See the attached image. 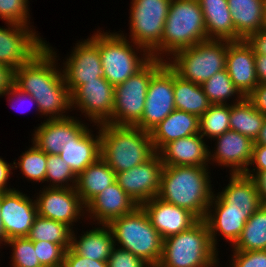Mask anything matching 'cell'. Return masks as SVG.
I'll list each match as a JSON object with an SVG mask.
<instances>
[{
    "mask_svg": "<svg viewBox=\"0 0 266 267\" xmlns=\"http://www.w3.org/2000/svg\"><path fill=\"white\" fill-rule=\"evenodd\" d=\"M56 52L46 41L27 63L14 70V85L36 100L39 113L46 120L69 117L67 112L72 111L71 94Z\"/></svg>",
    "mask_w": 266,
    "mask_h": 267,
    "instance_id": "cell-1",
    "label": "cell"
},
{
    "mask_svg": "<svg viewBox=\"0 0 266 267\" xmlns=\"http://www.w3.org/2000/svg\"><path fill=\"white\" fill-rule=\"evenodd\" d=\"M209 168L163 165L157 197L205 219L214 195Z\"/></svg>",
    "mask_w": 266,
    "mask_h": 267,
    "instance_id": "cell-2",
    "label": "cell"
},
{
    "mask_svg": "<svg viewBox=\"0 0 266 267\" xmlns=\"http://www.w3.org/2000/svg\"><path fill=\"white\" fill-rule=\"evenodd\" d=\"M206 40L204 17L198 0H171L161 44L151 57L167 61L176 52Z\"/></svg>",
    "mask_w": 266,
    "mask_h": 267,
    "instance_id": "cell-3",
    "label": "cell"
},
{
    "mask_svg": "<svg viewBox=\"0 0 266 267\" xmlns=\"http://www.w3.org/2000/svg\"><path fill=\"white\" fill-rule=\"evenodd\" d=\"M101 158L115 173L127 171L149 160L155 153L151 134L135 126L98 125Z\"/></svg>",
    "mask_w": 266,
    "mask_h": 267,
    "instance_id": "cell-4",
    "label": "cell"
},
{
    "mask_svg": "<svg viewBox=\"0 0 266 267\" xmlns=\"http://www.w3.org/2000/svg\"><path fill=\"white\" fill-rule=\"evenodd\" d=\"M218 252L206 221L200 219L190 229L163 240L157 267H218Z\"/></svg>",
    "mask_w": 266,
    "mask_h": 267,
    "instance_id": "cell-5",
    "label": "cell"
},
{
    "mask_svg": "<svg viewBox=\"0 0 266 267\" xmlns=\"http://www.w3.org/2000/svg\"><path fill=\"white\" fill-rule=\"evenodd\" d=\"M108 226L115 246L130 251L150 267H157L162 256L163 239L141 206L114 219Z\"/></svg>",
    "mask_w": 266,
    "mask_h": 267,
    "instance_id": "cell-6",
    "label": "cell"
},
{
    "mask_svg": "<svg viewBox=\"0 0 266 267\" xmlns=\"http://www.w3.org/2000/svg\"><path fill=\"white\" fill-rule=\"evenodd\" d=\"M99 53L103 77L113 86L124 83L152 59L147 50L127 39L123 31L99 30Z\"/></svg>",
    "mask_w": 266,
    "mask_h": 267,
    "instance_id": "cell-7",
    "label": "cell"
},
{
    "mask_svg": "<svg viewBox=\"0 0 266 267\" xmlns=\"http://www.w3.org/2000/svg\"><path fill=\"white\" fill-rule=\"evenodd\" d=\"M227 40H206L176 52L166 62L186 81L202 85L226 69Z\"/></svg>",
    "mask_w": 266,
    "mask_h": 267,
    "instance_id": "cell-8",
    "label": "cell"
},
{
    "mask_svg": "<svg viewBox=\"0 0 266 267\" xmlns=\"http://www.w3.org/2000/svg\"><path fill=\"white\" fill-rule=\"evenodd\" d=\"M165 63L166 61L152 58L136 74L115 86L112 118L108 124L135 126L141 120L151 77Z\"/></svg>",
    "mask_w": 266,
    "mask_h": 267,
    "instance_id": "cell-9",
    "label": "cell"
},
{
    "mask_svg": "<svg viewBox=\"0 0 266 267\" xmlns=\"http://www.w3.org/2000/svg\"><path fill=\"white\" fill-rule=\"evenodd\" d=\"M171 0H132L129 40L152 54L161 44Z\"/></svg>",
    "mask_w": 266,
    "mask_h": 267,
    "instance_id": "cell-10",
    "label": "cell"
},
{
    "mask_svg": "<svg viewBox=\"0 0 266 267\" xmlns=\"http://www.w3.org/2000/svg\"><path fill=\"white\" fill-rule=\"evenodd\" d=\"M71 54L63 59V76L72 95L82 84L103 77L99 53V29L87 39L77 41Z\"/></svg>",
    "mask_w": 266,
    "mask_h": 267,
    "instance_id": "cell-11",
    "label": "cell"
},
{
    "mask_svg": "<svg viewBox=\"0 0 266 267\" xmlns=\"http://www.w3.org/2000/svg\"><path fill=\"white\" fill-rule=\"evenodd\" d=\"M174 70L167 62L151 77L141 120L135 127L150 132L175 109Z\"/></svg>",
    "mask_w": 266,
    "mask_h": 267,
    "instance_id": "cell-12",
    "label": "cell"
},
{
    "mask_svg": "<svg viewBox=\"0 0 266 267\" xmlns=\"http://www.w3.org/2000/svg\"><path fill=\"white\" fill-rule=\"evenodd\" d=\"M5 24L6 27L0 26V64L15 70L39 52L46 40L39 36L33 25Z\"/></svg>",
    "mask_w": 266,
    "mask_h": 267,
    "instance_id": "cell-13",
    "label": "cell"
},
{
    "mask_svg": "<svg viewBox=\"0 0 266 267\" xmlns=\"http://www.w3.org/2000/svg\"><path fill=\"white\" fill-rule=\"evenodd\" d=\"M115 86L104 77L82 84L71 95V107L80 110L93 126L107 123L112 118Z\"/></svg>",
    "mask_w": 266,
    "mask_h": 267,
    "instance_id": "cell-14",
    "label": "cell"
},
{
    "mask_svg": "<svg viewBox=\"0 0 266 267\" xmlns=\"http://www.w3.org/2000/svg\"><path fill=\"white\" fill-rule=\"evenodd\" d=\"M32 198H36L39 216L65 223L72 229L74 223L79 222L80 218L83 221L86 217V206L75 187L57 188L43 185L42 190Z\"/></svg>",
    "mask_w": 266,
    "mask_h": 267,
    "instance_id": "cell-15",
    "label": "cell"
},
{
    "mask_svg": "<svg viewBox=\"0 0 266 267\" xmlns=\"http://www.w3.org/2000/svg\"><path fill=\"white\" fill-rule=\"evenodd\" d=\"M162 168L161 157L156 152L146 162L116 173V181L136 204L141 206L158 195Z\"/></svg>",
    "mask_w": 266,
    "mask_h": 267,
    "instance_id": "cell-16",
    "label": "cell"
},
{
    "mask_svg": "<svg viewBox=\"0 0 266 267\" xmlns=\"http://www.w3.org/2000/svg\"><path fill=\"white\" fill-rule=\"evenodd\" d=\"M38 215L36 200L18 189L1 193V218L7 240L27 237Z\"/></svg>",
    "mask_w": 266,
    "mask_h": 267,
    "instance_id": "cell-17",
    "label": "cell"
},
{
    "mask_svg": "<svg viewBox=\"0 0 266 267\" xmlns=\"http://www.w3.org/2000/svg\"><path fill=\"white\" fill-rule=\"evenodd\" d=\"M213 141H216V147L214 150L209 149L210 164L217 163L216 166L228 167L231 174L245 173L252 158L254 141L232 130L226 131Z\"/></svg>",
    "mask_w": 266,
    "mask_h": 267,
    "instance_id": "cell-18",
    "label": "cell"
},
{
    "mask_svg": "<svg viewBox=\"0 0 266 267\" xmlns=\"http://www.w3.org/2000/svg\"><path fill=\"white\" fill-rule=\"evenodd\" d=\"M89 128L75 116L63 119H47L33 129L31 139L39 149L50 155H59L72 138L80 137Z\"/></svg>",
    "mask_w": 266,
    "mask_h": 267,
    "instance_id": "cell-19",
    "label": "cell"
},
{
    "mask_svg": "<svg viewBox=\"0 0 266 267\" xmlns=\"http://www.w3.org/2000/svg\"><path fill=\"white\" fill-rule=\"evenodd\" d=\"M141 207L163 240L190 229L200 220L188 209L165 202L157 196L144 202Z\"/></svg>",
    "mask_w": 266,
    "mask_h": 267,
    "instance_id": "cell-20",
    "label": "cell"
},
{
    "mask_svg": "<svg viewBox=\"0 0 266 267\" xmlns=\"http://www.w3.org/2000/svg\"><path fill=\"white\" fill-rule=\"evenodd\" d=\"M137 207L136 202L115 181L86 205L85 220H93V225H108L114 219L132 213Z\"/></svg>",
    "mask_w": 266,
    "mask_h": 267,
    "instance_id": "cell-21",
    "label": "cell"
},
{
    "mask_svg": "<svg viewBox=\"0 0 266 267\" xmlns=\"http://www.w3.org/2000/svg\"><path fill=\"white\" fill-rule=\"evenodd\" d=\"M252 215L250 211L228 210V206L223 204L215 195L209 204L205 221L210 231L213 246L219 245L217 235L229 241L231 247L240 237L246 221Z\"/></svg>",
    "mask_w": 266,
    "mask_h": 267,
    "instance_id": "cell-22",
    "label": "cell"
},
{
    "mask_svg": "<svg viewBox=\"0 0 266 267\" xmlns=\"http://www.w3.org/2000/svg\"><path fill=\"white\" fill-rule=\"evenodd\" d=\"M226 70L233 84L245 97L259 84L255 53L246 40L228 41Z\"/></svg>",
    "mask_w": 266,
    "mask_h": 267,
    "instance_id": "cell-23",
    "label": "cell"
},
{
    "mask_svg": "<svg viewBox=\"0 0 266 267\" xmlns=\"http://www.w3.org/2000/svg\"><path fill=\"white\" fill-rule=\"evenodd\" d=\"M204 137L198 133L166 144L158 153L163 165L209 167V149Z\"/></svg>",
    "mask_w": 266,
    "mask_h": 267,
    "instance_id": "cell-24",
    "label": "cell"
},
{
    "mask_svg": "<svg viewBox=\"0 0 266 267\" xmlns=\"http://www.w3.org/2000/svg\"><path fill=\"white\" fill-rule=\"evenodd\" d=\"M229 176V183L214 195L228 206V210L255 213L262 204L253 178L244 173H229Z\"/></svg>",
    "mask_w": 266,
    "mask_h": 267,
    "instance_id": "cell-25",
    "label": "cell"
},
{
    "mask_svg": "<svg viewBox=\"0 0 266 267\" xmlns=\"http://www.w3.org/2000/svg\"><path fill=\"white\" fill-rule=\"evenodd\" d=\"M96 127L98 131L95 134L92 128H88L80 137L72 138V141L61 149L60 157L76 176L101 157L100 127Z\"/></svg>",
    "mask_w": 266,
    "mask_h": 267,
    "instance_id": "cell-26",
    "label": "cell"
},
{
    "mask_svg": "<svg viewBox=\"0 0 266 267\" xmlns=\"http://www.w3.org/2000/svg\"><path fill=\"white\" fill-rule=\"evenodd\" d=\"M198 133L199 117L179 109H175L150 131L156 152H159L169 142Z\"/></svg>",
    "mask_w": 266,
    "mask_h": 267,
    "instance_id": "cell-27",
    "label": "cell"
},
{
    "mask_svg": "<svg viewBox=\"0 0 266 267\" xmlns=\"http://www.w3.org/2000/svg\"><path fill=\"white\" fill-rule=\"evenodd\" d=\"M208 40H243L235 31L227 0H198Z\"/></svg>",
    "mask_w": 266,
    "mask_h": 267,
    "instance_id": "cell-28",
    "label": "cell"
},
{
    "mask_svg": "<svg viewBox=\"0 0 266 267\" xmlns=\"http://www.w3.org/2000/svg\"><path fill=\"white\" fill-rule=\"evenodd\" d=\"M99 226V227H98ZM91 230L82 231L77 237L73 230L71 249L78 255L97 261H107L115 247L113 234L108 225L97 224ZM76 234V235H75Z\"/></svg>",
    "mask_w": 266,
    "mask_h": 267,
    "instance_id": "cell-29",
    "label": "cell"
},
{
    "mask_svg": "<svg viewBox=\"0 0 266 267\" xmlns=\"http://www.w3.org/2000/svg\"><path fill=\"white\" fill-rule=\"evenodd\" d=\"M236 33L245 40L265 27L263 0H227Z\"/></svg>",
    "mask_w": 266,
    "mask_h": 267,
    "instance_id": "cell-30",
    "label": "cell"
},
{
    "mask_svg": "<svg viewBox=\"0 0 266 267\" xmlns=\"http://www.w3.org/2000/svg\"><path fill=\"white\" fill-rule=\"evenodd\" d=\"M116 181V173L100 157L77 176L76 192L86 206L95 196Z\"/></svg>",
    "mask_w": 266,
    "mask_h": 267,
    "instance_id": "cell-31",
    "label": "cell"
},
{
    "mask_svg": "<svg viewBox=\"0 0 266 267\" xmlns=\"http://www.w3.org/2000/svg\"><path fill=\"white\" fill-rule=\"evenodd\" d=\"M173 91L176 109L192 113L199 118L212 105L201 85L182 79L175 71Z\"/></svg>",
    "mask_w": 266,
    "mask_h": 267,
    "instance_id": "cell-32",
    "label": "cell"
},
{
    "mask_svg": "<svg viewBox=\"0 0 266 267\" xmlns=\"http://www.w3.org/2000/svg\"><path fill=\"white\" fill-rule=\"evenodd\" d=\"M266 115L253 107L244 97L241 101L231 104L230 130L239 132L255 141L262 128Z\"/></svg>",
    "mask_w": 266,
    "mask_h": 267,
    "instance_id": "cell-33",
    "label": "cell"
},
{
    "mask_svg": "<svg viewBox=\"0 0 266 267\" xmlns=\"http://www.w3.org/2000/svg\"><path fill=\"white\" fill-rule=\"evenodd\" d=\"M231 248L236 251L266 249V205H262L249 217L240 237Z\"/></svg>",
    "mask_w": 266,
    "mask_h": 267,
    "instance_id": "cell-34",
    "label": "cell"
},
{
    "mask_svg": "<svg viewBox=\"0 0 266 267\" xmlns=\"http://www.w3.org/2000/svg\"><path fill=\"white\" fill-rule=\"evenodd\" d=\"M72 232L65 223L37 215L27 237L32 241L60 244L67 250L71 247Z\"/></svg>",
    "mask_w": 266,
    "mask_h": 267,
    "instance_id": "cell-35",
    "label": "cell"
},
{
    "mask_svg": "<svg viewBox=\"0 0 266 267\" xmlns=\"http://www.w3.org/2000/svg\"><path fill=\"white\" fill-rule=\"evenodd\" d=\"M201 86L212 104H233L245 97L233 84L226 69L214 74Z\"/></svg>",
    "mask_w": 266,
    "mask_h": 267,
    "instance_id": "cell-36",
    "label": "cell"
},
{
    "mask_svg": "<svg viewBox=\"0 0 266 267\" xmlns=\"http://www.w3.org/2000/svg\"><path fill=\"white\" fill-rule=\"evenodd\" d=\"M230 112L231 104H212L199 118V133L206 141L230 130Z\"/></svg>",
    "mask_w": 266,
    "mask_h": 267,
    "instance_id": "cell-37",
    "label": "cell"
},
{
    "mask_svg": "<svg viewBox=\"0 0 266 267\" xmlns=\"http://www.w3.org/2000/svg\"><path fill=\"white\" fill-rule=\"evenodd\" d=\"M28 150L22 152L17 162L14 160L13 168L21 170V174L24 175L31 183H45L46 177V163L47 153L39 149L33 142ZM33 181V182H32Z\"/></svg>",
    "mask_w": 266,
    "mask_h": 267,
    "instance_id": "cell-38",
    "label": "cell"
},
{
    "mask_svg": "<svg viewBox=\"0 0 266 267\" xmlns=\"http://www.w3.org/2000/svg\"><path fill=\"white\" fill-rule=\"evenodd\" d=\"M46 187L74 188L77 176L60 155L47 154Z\"/></svg>",
    "mask_w": 266,
    "mask_h": 267,
    "instance_id": "cell-39",
    "label": "cell"
},
{
    "mask_svg": "<svg viewBox=\"0 0 266 267\" xmlns=\"http://www.w3.org/2000/svg\"><path fill=\"white\" fill-rule=\"evenodd\" d=\"M11 247L10 267H43L34 249V243L28 237H14L6 241Z\"/></svg>",
    "mask_w": 266,
    "mask_h": 267,
    "instance_id": "cell-40",
    "label": "cell"
},
{
    "mask_svg": "<svg viewBox=\"0 0 266 267\" xmlns=\"http://www.w3.org/2000/svg\"><path fill=\"white\" fill-rule=\"evenodd\" d=\"M29 3V0H0V19L14 24L31 25L33 22H30Z\"/></svg>",
    "mask_w": 266,
    "mask_h": 267,
    "instance_id": "cell-41",
    "label": "cell"
},
{
    "mask_svg": "<svg viewBox=\"0 0 266 267\" xmlns=\"http://www.w3.org/2000/svg\"><path fill=\"white\" fill-rule=\"evenodd\" d=\"M37 258L43 267H62L66 249L48 241H33Z\"/></svg>",
    "mask_w": 266,
    "mask_h": 267,
    "instance_id": "cell-42",
    "label": "cell"
},
{
    "mask_svg": "<svg viewBox=\"0 0 266 267\" xmlns=\"http://www.w3.org/2000/svg\"><path fill=\"white\" fill-rule=\"evenodd\" d=\"M229 260V267H266V249L256 251H236Z\"/></svg>",
    "mask_w": 266,
    "mask_h": 267,
    "instance_id": "cell-43",
    "label": "cell"
},
{
    "mask_svg": "<svg viewBox=\"0 0 266 267\" xmlns=\"http://www.w3.org/2000/svg\"><path fill=\"white\" fill-rule=\"evenodd\" d=\"M108 267H150L130 251L114 247L107 260Z\"/></svg>",
    "mask_w": 266,
    "mask_h": 267,
    "instance_id": "cell-44",
    "label": "cell"
},
{
    "mask_svg": "<svg viewBox=\"0 0 266 267\" xmlns=\"http://www.w3.org/2000/svg\"><path fill=\"white\" fill-rule=\"evenodd\" d=\"M3 96H5L8 99L7 100L8 102H10V103L12 102L11 108H13L14 110L15 109L17 110V108H18V111L20 110L21 113H24L25 112V109L23 108V106H24V104H27L29 102L27 104V106L29 104L30 105H33L34 104V106L36 105V107H35L36 112H37V114L40 115L39 110H38V104H37L36 100L30 94L21 91L14 84L8 90L5 91V93L3 94ZM13 103H17V104L14 105ZM19 104H20V107L18 106ZM28 107H26V108H28ZM19 108H21V109H19Z\"/></svg>",
    "mask_w": 266,
    "mask_h": 267,
    "instance_id": "cell-45",
    "label": "cell"
},
{
    "mask_svg": "<svg viewBox=\"0 0 266 267\" xmlns=\"http://www.w3.org/2000/svg\"><path fill=\"white\" fill-rule=\"evenodd\" d=\"M263 171H266V146L254 144L252 158L244 174L253 178L257 173Z\"/></svg>",
    "mask_w": 266,
    "mask_h": 267,
    "instance_id": "cell-46",
    "label": "cell"
},
{
    "mask_svg": "<svg viewBox=\"0 0 266 267\" xmlns=\"http://www.w3.org/2000/svg\"><path fill=\"white\" fill-rule=\"evenodd\" d=\"M62 267H108L107 261H97L76 254L71 248L64 255Z\"/></svg>",
    "mask_w": 266,
    "mask_h": 267,
    "instance_id": "cell-47",
    "label": "cell"
},
{
    "mask_svg": "<svg viewBox=\"0 0 266 267\" xmlns=\"http://www.w3.org/2000/svg\"><path fill=\"white\" fill-rule=\"evenodd\" d=\"M246 98L254 108L266 115V84H258Z\"/></svg>",
    "mask_w": 266,
    "mask_h": 267,
    "instance_id": "cell-48",
    "label": "cell"
},
{
    "mask_svg": "<svg viewBox=\"0 0 266 267\" xmlns=\"http://www.w3.org/2000/svg\"><path fill=\"white\" fill-rule=\"evenodd\" d=\"M245 40L255 54L266 55V27L250 34Z\"/></svg>",
    "mask_w": 266,
    "mask_h": 267,
    "instance_id": "cell-49",
    "label": "cell"
},
{
    "mask_svg": "<svg viewBox=\"0 0 266 267\" xmlns=\"http://www.w3.org/2000/svg\"><path fill=\"white\" fill-rule=\"evenodd\" d=\"M13 163H8L4 158L0 156V193L3 192H8L12 191L15 188H11L8 186L10 182L9 179L11 178L10 176L13 174L12 170L13 168Z\"/></svg>",
    "mask_w": 266,
    "mask_h": 267,
    "instance_id": "cell-50",
    "label": "cell"
},
{
    "mask_svg": "<svg viewBox=\"0 0 266 267\" xmlns=\"http://www.w3.org/2000/svg\"><path fill=\"white\" fill-rule=\"evenodd\" d=\"M14 84V69L0 64V97Z\"/></svg>",
    "mask_w": 266,
    "mask_h": 267,
    "instance_id": "cell-51",
    "label": "cell"
},
{
    "mask_svg": "<svg viewBox=\"0 0 266 267\" xmlns=\"http://www.w3.org/2000/svg\"><path fill=\"white\" fill-rule=\"evenodd\" d=\"M255 67L259 84H266V55L255 54Z\"/></svg>",
    "mask_w": 266,
    "mask_h": 267,
    "instance_id": "cell-52",
    "label": "cell"
},
{
    "mask_svg": "<svg viewBox=\"0 0 266 267\" xmlns=\"http://www.w3.org/2000/svg\"><path fill=\"white\" fill-rule=\"evenodd\" d=\"M253 180L256 184L261 204L266 205V171L257 173Z\"/></svg>",
    "mask_w": 266,
    "mask_h": 267,
    "instance_id": "cell-53",
    "label": "cell"
},
{
    "mask_svg": "<svg viewBox=\"0 0 266 267\" xmlns=\"http://www.w3.org/2000/svg\"><path fill=\"white\" fill-rule=\"evenodd\" d=\"M254 144H261L266 146V118L264 120V123L262 125V128L259 132L257 139L254 141Z\"/></svg>",
    "mask_w": 266,
    "mask_h": 267,
    "instance_id": "cell-54",
    "label": "cell"
},
{
    "mask_svg": "<svg viewBox=\"0 0 266 267\" xmlns=\"http://www.w3.org/2000/svg\"><path fill=\"white\" fill-rule=\"evenodd\" d=\"M7 241L6 235H5V231L3 228V222H2V218H1V193H0V246L5 245ZM2 247H0L1 249Z\"/></svg>",
    "mask_w": 266,
    "mask_h": 267,
    "instance_id": "cell-55",
    "label": "cell"
},
{
    "mask_svg": "<svg viewBox=\"0 0 266 267\" xmlns=\"http://www.w3.org/2000/svg\"><path fill=\"white\" fill-rule=\"evenodd\" d=\"M264 1V12H265V27H266V0Z\"/></svg>",
    "mask_w": 266,
    "mask_h": 267,
    "instance_id": "cell-56",
    "label": "cell"
}]
</instances>
